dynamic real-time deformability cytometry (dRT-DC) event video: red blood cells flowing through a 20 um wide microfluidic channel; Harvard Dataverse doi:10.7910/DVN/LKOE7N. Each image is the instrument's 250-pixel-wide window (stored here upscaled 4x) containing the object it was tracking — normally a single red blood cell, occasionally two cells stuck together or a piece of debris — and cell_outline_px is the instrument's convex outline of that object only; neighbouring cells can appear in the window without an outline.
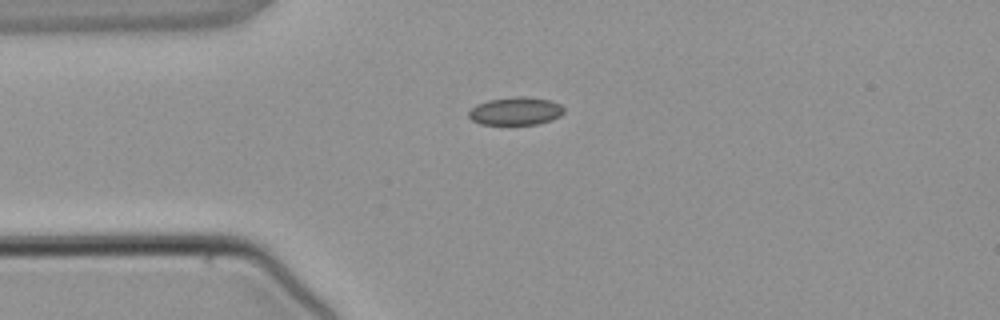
{"species": "common noctule bat (a hibernating species)", "species_latin": "Nyctalus noctula", "temperature_condition": "warm", "stored_images_in_passage": 3, "camera_frame_rate_fps": 3000, "um_per_image_px": 0.085, "animal": {"sex": "male", "body_mass_g": 21.5, "forearm_length_mm": 52.0}, "frame": {"image": 1, "passage_image": 3, "time_ms": 2.667, "image_size_px": [1000, 320], "cell_outline_px": [[564, 112], [560, 116], [552, 120], [536, 124], [480, 124], [472, 120], [468, 116], [468, 112], [476, 104], [488, 100], [516, 96], [524, 96], [552, 100], [560, 104], [564, 108]], "centroid_in_image_um": [43.84, 9.43], "position_along_channel_um": 41.2, "area_um2": 15.61}}